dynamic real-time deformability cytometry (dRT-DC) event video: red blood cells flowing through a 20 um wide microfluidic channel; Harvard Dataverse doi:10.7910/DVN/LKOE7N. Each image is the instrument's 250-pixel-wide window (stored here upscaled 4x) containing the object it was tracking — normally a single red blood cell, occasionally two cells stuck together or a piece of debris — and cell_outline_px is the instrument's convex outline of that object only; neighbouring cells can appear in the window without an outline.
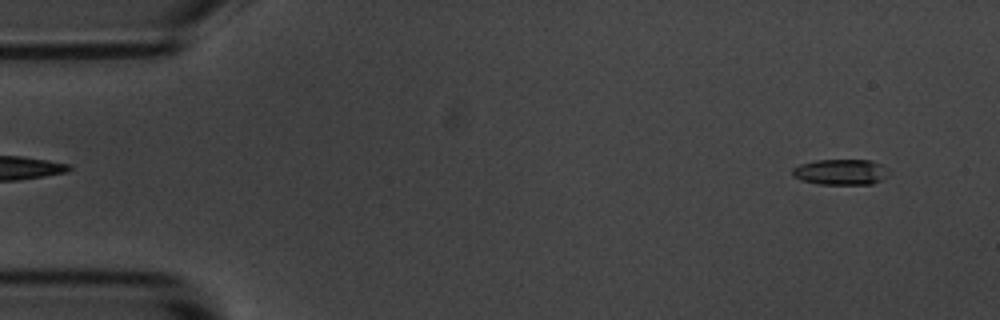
{"species": "common noctule bat (a hibernating species)", "species_latin": "Nyctalus noctula", "temperature_condition": "room temperature", "stored_images_in_passage": 56, "camera_frame_rate_fps": 3000, "um_per_image_px": 0.085, "animal": {"sex": "male", "body_mass_g": 20.1, "forearm_length_mm": 53.5}, "frame": {"image": 1, "passage_image": 5, "time_ms": 1.333, "image_size_px": [1000, 320], "cell_outline_px": [[888, 172], [880, 180], [872, 184], [820, 184], [800, 180], [792, 176], [792, 168], [800, 164], [816, 160], [872, 160], [888, 168]], "centroid_in_image_um": [71.42, 14.61], "position_along_channel_um": 13.6, "area_um2": 14.39}}
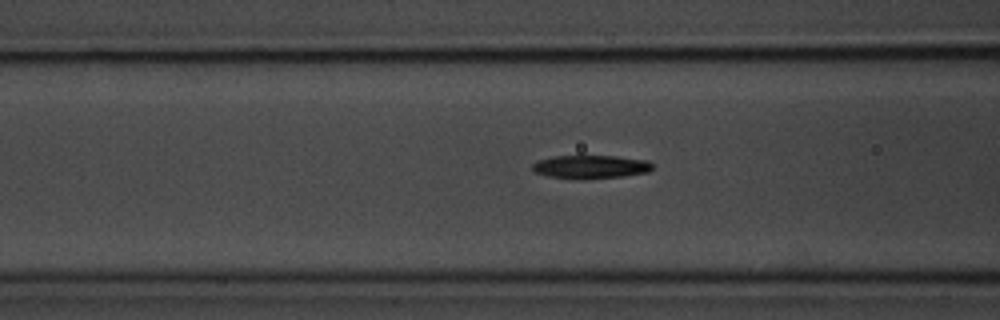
{"frame": {"image": 2, "passage_image": 22, "time_ms": 7.0, "image_size_px": [1000, 320], "cell_outline_px": [[652, 168], [648, 172], [620, 176], [548, 176], [536, 172], [532, 168], [532, 164], [536, 160], [552, 156], [616, 156], [648, 160], [652, 164]], "centroid_in_image_um": [50.21, 14.12], "position_along_channel_um": 116.4, "area_um2": 15.37}}
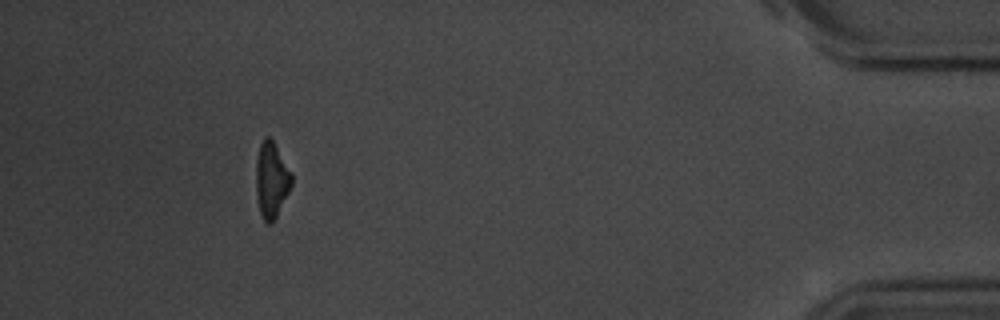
{"frame": {"image": 3, "passage_image": 51, "time_ms": 16.667, "image_size_px": [1000, 320], "cell_outline_px": [[292, 184], [272, 224], [268, 224], [264, 220], [260, 212], [256, 196], [256, 156], [260, 144], [264, 136], [268, 136], [272, 140], [292, 172]], "centroid_in_image_um": [23.06, 15.27], "position_along_channel_um": 412.1, "area_um2": 15.66}, "authors_computed_cell_mechanics": {"area_um2": 15.5482, "velocity_mm_per_s": 3.693, "shape_relaxation_time_tau1_ms": 2.5874, "shape_relaxation_time_tau2_ms": 8.5748, "deformation_change_tau1": 0.1467, "deformation_change_tau2": 0.1961}}